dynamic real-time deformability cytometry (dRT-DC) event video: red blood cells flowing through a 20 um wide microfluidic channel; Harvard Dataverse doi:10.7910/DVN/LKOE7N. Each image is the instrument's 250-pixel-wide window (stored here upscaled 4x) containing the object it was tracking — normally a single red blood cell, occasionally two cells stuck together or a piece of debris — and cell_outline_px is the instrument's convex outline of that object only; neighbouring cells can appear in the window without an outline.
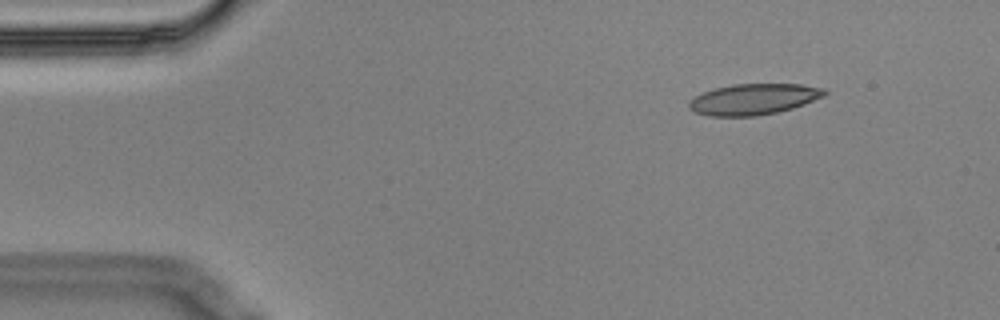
{"species": "Egyptian fruit bat (a non-hibernating species)", "species_latin": "Rousettus aegyptiacus", "temperature_condition": "cold", "stored_images_in_passage": 10, "camera_frame_rate_fps": 3000, "um_per_image_px": 0.085, "animal": {"sex": "male"}, "frame": {"image": 1, "passage_image": 1, "time_ms": 0.0, "image_size_px": [1000, 320], "cell_outline_px": [[828, 92], [824, 96], [804, 104], [792, 108], [776, 112], [756, 116], [708, 116], [696, 112], [688, 108], [688, 100], [692, 96], [712, 88], [732, 84], [800, 84], [824, 88]], "centroid_in_image_um": [64.0, 8.42], "position_along_channel_um": 21.0, "area_um2": 24.68}}
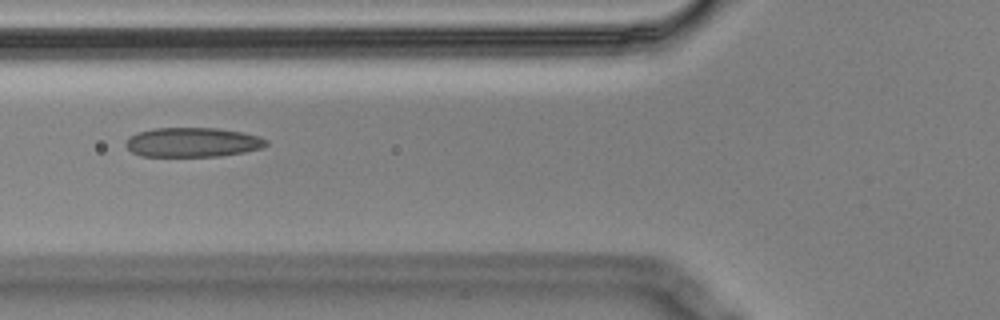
{"frame": {"image": 2, "passage_image": 5, "time_ms": 1.333, "image_size_px": [1000, 320], "cell_outline_px": [[268, 144], [260, 148], [244, 152], [220, 156], [140, 156], [132, 152], [124, 144], [128, 136], [140, 132], [156, 128], [216, 128], [240, 132], [260, 136], [268, 140]], "centroid_in_image_um": [16.36, 12.1], "position_along_channel_um": 109.4, "area_um2": 24.04}}
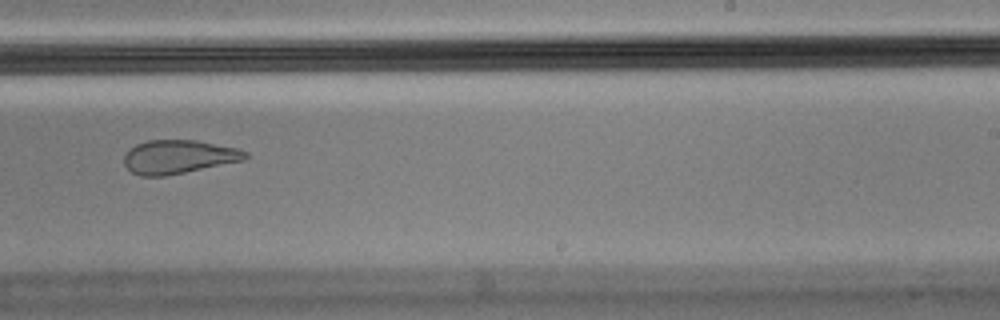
{"frame": {"image": 3, "passage_image": 9, "time_ms": 2.667, "image_size_px": [1000, 320], "cell_outline_px": [[248, 156], [244, 160], [164, 176], [140, 176], [132, 172], [124, 164], [124, 156], [136, 144], [148, 140], [196, 140], [236, 148], [248, 152]], "centroid_in_image_um": [15.17, 13.33], "position_along_channel_um": 273.8, "area_um2": 23.47}}